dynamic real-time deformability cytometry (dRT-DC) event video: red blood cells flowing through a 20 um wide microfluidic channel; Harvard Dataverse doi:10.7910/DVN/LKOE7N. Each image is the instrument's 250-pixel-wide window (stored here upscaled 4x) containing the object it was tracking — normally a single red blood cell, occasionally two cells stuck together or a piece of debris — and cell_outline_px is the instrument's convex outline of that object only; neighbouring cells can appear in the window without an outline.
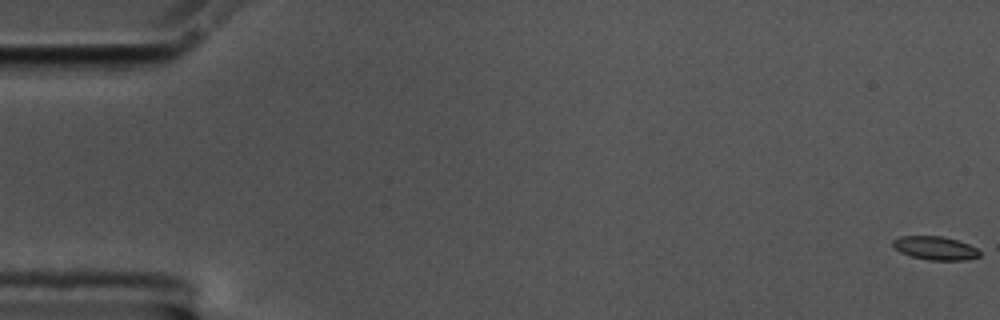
{"species": "common noctule bat (a hibernating species)", "species_latin": "Nyctalus noctula", "temperature_condition": "cold", "stored_images_in_passage": 58, "camera_frame_rate_fps": 3000, "um_per_image_px": 0.085, "animal": {"sex": "male", "body_mass_g": 17.5, "forearm_length_mm": 52.3}, "frame": {"image": 1, "passage_image": 1, "time_ms": 0.0, "image_size_px": [1000, 320], "cell_outline_px": [[980, 256], [964, 260], [928, 260], [912, 256], [900, 252], [892, 244], [892, 240], [900, 236], [940, 236], [956, 240], [968, 244], [976, 248], [980, 252]], "centroid_in_image_um": [79.48, 21.09], "position_along_channel_um": 5.5, "area_um2": 11.73}}
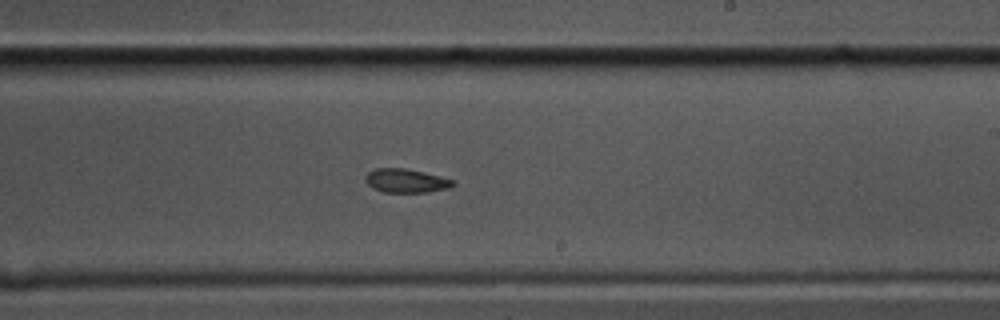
{"frame": {"image": 2, "passage_image": 35, "time_ms": 11.333, "image_size_px": [1000, 320], "cell_outline_px": [[456, 184], [448, 188], [428, 192], [384, 192], [372, 188], [364, 180], [364, 176], [368, 172], [376, 168], [404, 168], [424, 172], [440, 176], [452, 180]], "centroid_in_image_um": [34.48, 15.36], "position_along_channel_um": 254.5, "area_um2": 12.14}}
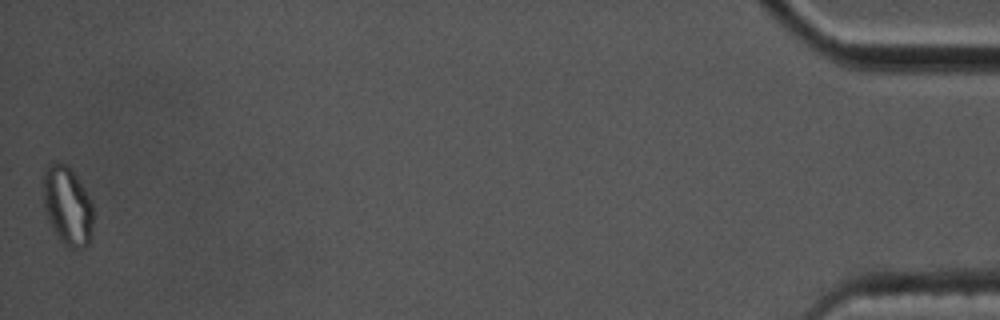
{"frame": {"image": 3, "passage_image": 58, "time_ms": 19.0, "image_size_px": [1000, 320], "cell_outline_px": [[92, 236], [88, 244], [84, 248], [68, 248], [60, 240], [48, 220], [44, 208], [44, 172], [48, 164], [56, 160], [64, 164], [76, 176], [92, 200]], "centroid_in_image_um": [5.74, 17.51], "position_along_channel_um": 429.5, "area_um2": 22.89}, "authors_computed_cell_mechanics": {"area_um2": 12.427, "velocity_mm_per_s": 3.53, "shape_relaxation_time_tau1_ms": null, "shape_relaxation_time_tau2_ms": 5.3536, "deformation_change_tau1": null, "deformation_change_tau2": 0.0997}}